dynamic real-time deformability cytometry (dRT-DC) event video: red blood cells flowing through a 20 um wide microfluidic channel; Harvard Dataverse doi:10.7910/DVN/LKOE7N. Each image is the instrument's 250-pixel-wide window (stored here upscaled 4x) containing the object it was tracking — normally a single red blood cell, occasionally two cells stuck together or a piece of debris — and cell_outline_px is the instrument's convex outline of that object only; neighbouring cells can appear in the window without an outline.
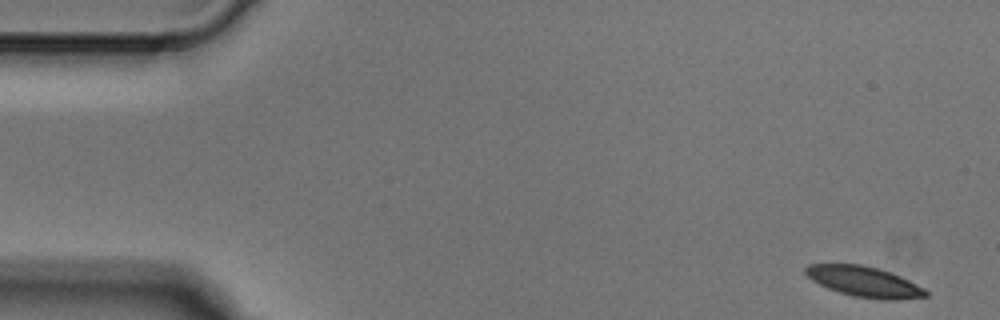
{"species": "Egyptian fruit bat (a non-hibernating species)", "species_latin": "Rousettus aegyptiacus", "temperature_condition": "cold", "stored_images_in_passage": 5, "segment_of_instrument_passage": [1, 2], "camera_frame_rate_fps": 3000, "um_per_image_px": 0.085, "animal": {"sex": "male"}, "frame": {"image": 1, "passage_image": 1, "time_ms": 0.0, "image_size_px": [1000, 320], "cell_outline_px": [[928, 296], [896, 300], [884, 300], [852, 296], [828, 288], [812, 280], [804, 272], [804, 268], [808, 264], [860, 264], [876, 268], [900, 276], [924, 288], [928, 292]], "centroid_in_image_um": [73.45, 23.95], "position_along_channel_um": 11.6, "area_um2": 21.15}}
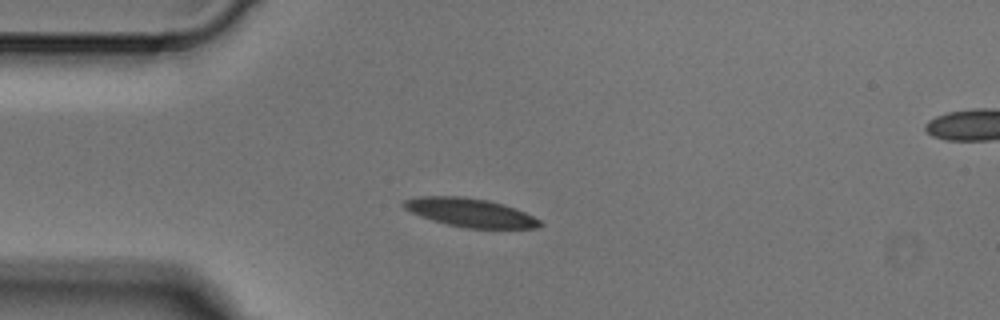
{"frame": {"image": 2, "passage_image": 4, "time_ms": 1.0, "image_size_px": [1000, 320], "cell_outline_px": [[544, 224], [536, 228], [468, 228], [448, 224], [432, 220], [420, 216], [404, 208], [400, 204], [404, 200], [420, 196], [464, 196], [488, 200], [504, 204], [516, 208], [540, 220]], "centroid_in_image_um": [39.96, 18.06], "position_along_channel_um": 45.0, "area_um2": 22.66}}